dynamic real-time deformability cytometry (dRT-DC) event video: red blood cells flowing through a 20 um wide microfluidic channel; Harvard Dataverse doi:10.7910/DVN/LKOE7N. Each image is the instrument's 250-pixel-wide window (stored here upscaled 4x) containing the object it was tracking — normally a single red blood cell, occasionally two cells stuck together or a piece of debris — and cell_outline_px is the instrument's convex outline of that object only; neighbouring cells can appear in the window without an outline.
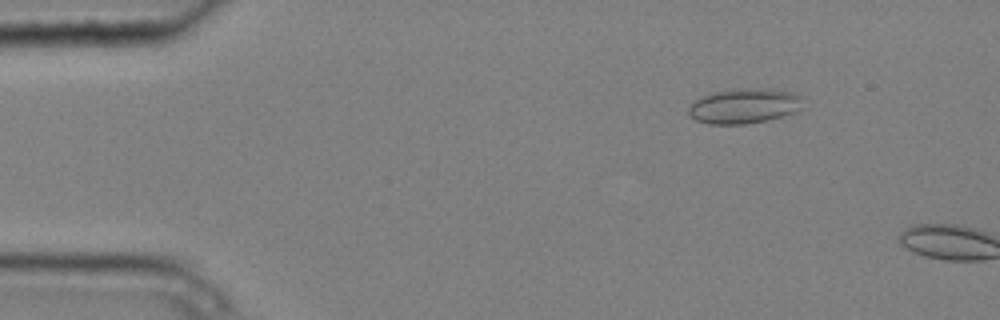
{"species": "common noctule bat (a hibernating species)", "species_latin": "Nyctalus noctula", "temperature_condition": "cold", "stored_images_in_passage": 3, "camera_frame_rate_fps": 3000, "um_per_image_px": 0.085, "animal": {"sex": "male", "body_mass_g": 20.4}, "frame": {"image": 1, "passage_image": 2, "time_ms": 0.333, "image_size_px": [1000, 320], "cell_outline_px": [[804, 108], [796, 112], [768, 120], [744, 124], [708, 124], [696, 120], [688, 116], [688, 108], [696, 100], [704, 96], [716, 92], [748, 88], [768, 88], [792, 92], [800, 96]], "centroid_in_image_um": [63.29, 9.02], "position_along_channel_um": 21.7, "area_um2": 23.29}}